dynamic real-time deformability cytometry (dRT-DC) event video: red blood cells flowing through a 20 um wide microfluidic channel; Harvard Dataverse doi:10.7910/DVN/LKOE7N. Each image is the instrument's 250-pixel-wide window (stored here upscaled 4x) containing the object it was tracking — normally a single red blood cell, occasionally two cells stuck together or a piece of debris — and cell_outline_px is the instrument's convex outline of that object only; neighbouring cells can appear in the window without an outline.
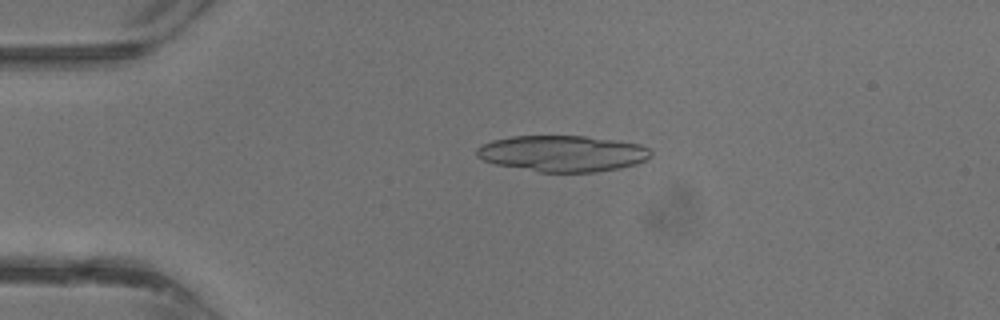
{"species": "common noctule bat (a hibernating species)", "species_latin": "Nyctalus noctula", "temperature_condition": "warm", "stored_images_in_passage": 19, "camera_frame_rate_fps": 3000, "um_per_image_px": 0.085, "animal": {"sex": "male", "body_mass_g": 13.3}, "frame": {"image": 1, "passage_image": 9, "time_ms": 2.667, "image_size_px": [1000, 320], "cell_outline_px": [[652, 156], [636, 164], [620, 168], [596, 172], [540, 172], [496, 164], [484, 160], [476, 156], [476, 148], [480, 144], [492, 140], [508, 136], [584, 136], [616, 140], [640, 144], [648, 148], [652, 152]], "centroid_in_image_um": [47.8, 13.04], "position_along_channel_um": 37.2, "area_um2": 36.88}}